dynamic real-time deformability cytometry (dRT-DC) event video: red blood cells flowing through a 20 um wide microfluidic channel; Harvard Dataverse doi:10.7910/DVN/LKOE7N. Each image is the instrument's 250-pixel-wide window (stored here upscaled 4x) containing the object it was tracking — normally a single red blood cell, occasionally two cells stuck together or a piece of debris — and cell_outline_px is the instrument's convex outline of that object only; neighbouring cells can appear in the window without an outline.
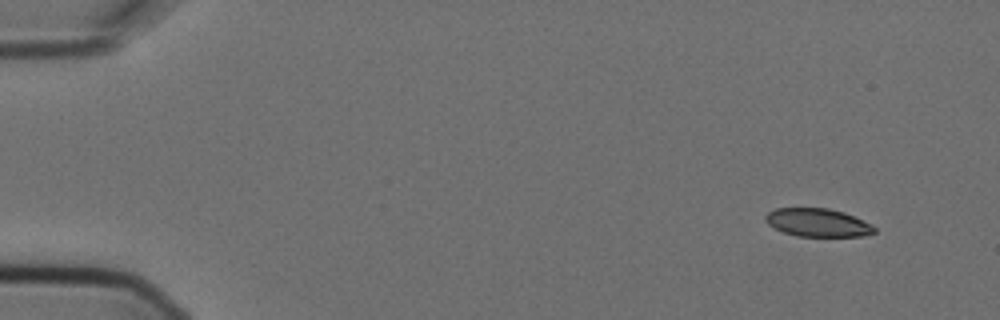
{"species": "Egyptian fruit bat (a non-hibernating species)", "species_latin": "Rousettus aegyptiacus", "temperature_condition": "cold", "stored_images_in_passage": 14, "camera_frame_rate_fps": 3000, "um_per_image_px": 0.085, "animal": {"sex": "female"}, "frame": {"image": 1, "passage_image": 1, "time_ms": 0.0, "image_size_px": [1000, 320], "cell_outline_px": [[876, 232], [864, 236], [796, 236], [784, 232], [768, 224], [764, 220], [764, 216], [768, 212], [776, 208], [828, 208], [844, 212], [872, 224], [876, 228]], "centroid_in_image_um": [69.51, 18.92], "position_along_channel_um": 15.5, "area_um2": 17.92}}
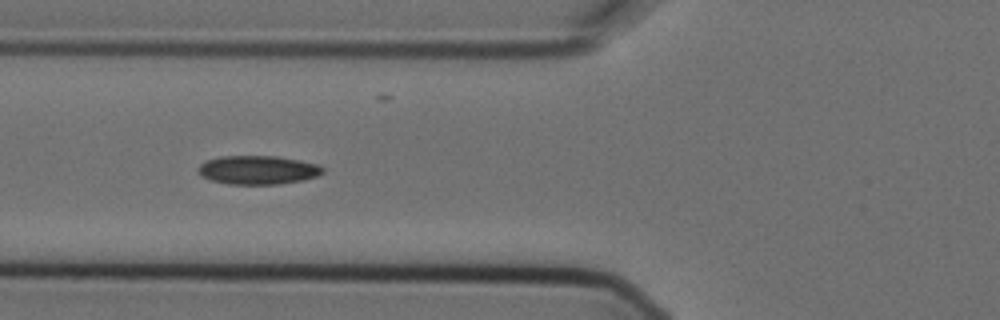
{"frame": {"image": 2, "passage_image": 5, "time_ms": 1.333, "image_size_px": [1000, 320], "cell_outline_px": [[324, 172], [316, 176], [304, 180], [280, 184], [228, 184], [212, 180], [200, 176], [196, 172], [196, 168], [204, 160], [220, 156], [276, 156], [300, 160], [320, 164], [324, 168]], "centroid_in_image_um": [21.9, 14.44], "position_along_channel_um": 103.9, "area_um2": 21.21}}
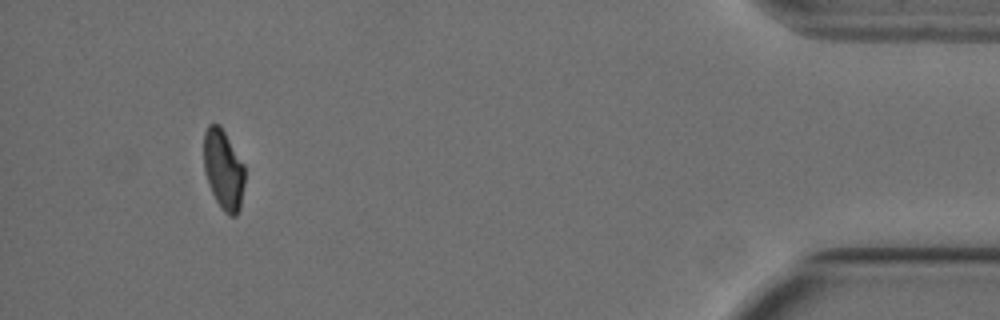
{"frame": {"image": 3, "passage_image": 13, "time_ms": 4.0, "image_size_px": [1000, 320], "cell_outline_px": [[244, 184], [240, 208], [236, 216], [228, 216], [224, 212], [216, 200], [208, 184], [204, 172], [204, 132], [208, 124], [220, 124], [244, 164]], "centroid_in_image_um": [18.99, 14.41], "position_along_channel_um": 416.2, "area_um2": 19.19}}